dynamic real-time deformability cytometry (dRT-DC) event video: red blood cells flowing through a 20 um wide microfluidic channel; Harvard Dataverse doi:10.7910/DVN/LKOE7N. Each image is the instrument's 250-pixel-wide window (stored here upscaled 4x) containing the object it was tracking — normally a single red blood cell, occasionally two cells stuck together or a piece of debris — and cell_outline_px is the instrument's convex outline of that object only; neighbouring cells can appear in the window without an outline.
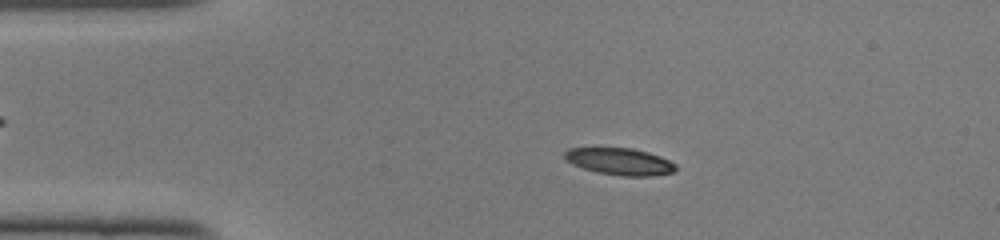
{"species": "common noctule bat (a hibernating species)", "species_latin": "Nyctalus noctula", "temperature_condition": "cold", "stored_images_in_passage": 48, "camera_frame_rate_fps": 3000, "um_per_image_px": 0.085, "animal": {"sex": "female", "body_mass_g": 22.0, "forearm_length_mm": 56.7}, "frame": {"image": 1, "passage_image": 9, "time_ms": 2.667, "image_size_px": [1000, 240], "cell_outline_px": [[676, 168], [672, 172], [652, 176], [620, 176], [596, 172], [572, 164], [564, 160], [564, 152], [568, 148], [632, 148], [648, 152], [660, 156], [676, 164]], "centroid_in_image_um": [52.65, 13.73], "position_along_channel_um": 32.3, "area_um2": 17.46}}
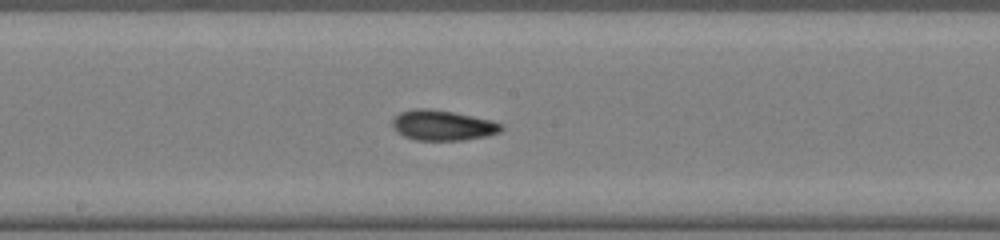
{"frame": {"image": 2, "passage_image": 25, "time_ms": 8.0, "image_size_px": [1000, 240], "cell_outline_px": [[504, 128], [500, 132], [488, 136], [464, 140], [416, 140], [404, 136], [396, 132], [392, 124], [392, 120], [400, 112], [416, 108], [428, 108], [452, 112], [492, 120], [504, 124]], "centroid_in_image_um": [37.65, 10.66], "position_along_channel_um": 210.5, "area_um2": 19.31}}
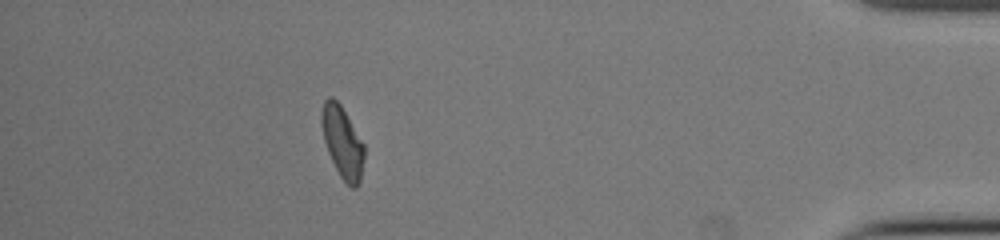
{"frame": {"image": 3, "passage_image": 43, "time_ms": 14.0, "image_size_px": [1000, 240], "cell_outline_px": [[364, 160], [360, 180], [356, 188], [352, 188], [340, 176], [328, 152], [324, 140], [320, 124], [320, 112], [324, 100], [328, 96], [332, 96], [340, 104], [364, 144]], "centroid_in_image_um": [29.08, 12.05], "position_along_channel_um": 406.1, "area_um2": 17.74}, "authors_computed_cell_mechanics": {"area_um2": 17.918, "velocity_mm_per_s": 4.1098, "shape_relaxation_time_tau1_ms": 7.0463, "shape_relaxation_time_tau2_ms": 2.9253, "deformation_change_tau1": 0.1703, "deformation_change_tau2": 0.0948}}